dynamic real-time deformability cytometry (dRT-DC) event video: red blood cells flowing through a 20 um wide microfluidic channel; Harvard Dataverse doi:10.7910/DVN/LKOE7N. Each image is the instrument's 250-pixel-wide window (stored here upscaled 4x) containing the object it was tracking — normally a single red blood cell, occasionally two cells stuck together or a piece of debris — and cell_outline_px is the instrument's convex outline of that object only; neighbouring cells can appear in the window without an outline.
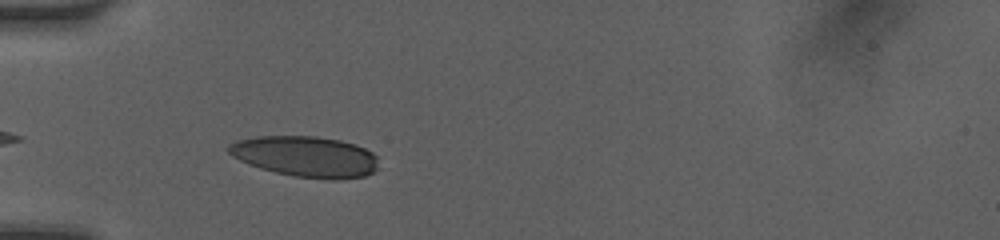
{"species": "human", "species_latin": "Homo sapiens", "temperature_condition": "room temperature", "stored_images_in_passage": 4, "camera_frame_rate_fps": 3000, "um_per_image_px": 0.085, "donor": {"sex": "female"}, "frame": {"image": 1, "passage_image": 3, "time_ms": 2.0, "image_size_px": [1000, 240], "cell_outline_px": [[376, 168], [372, 172], [364, 176], [336, 180], [332, 180], [296, 176], [276, 172], [260, 168], [248, 164], [232, 156], [228, 152], [228, 144], [236, 140], [256, 136], [316, 136], [340, 140], [356, 144], [372, 152], [376, 156]], "centroid_in_image_um": [25.95, 13.29], "position_along_channel_um": 59.0, "area_um2": 35.6}}
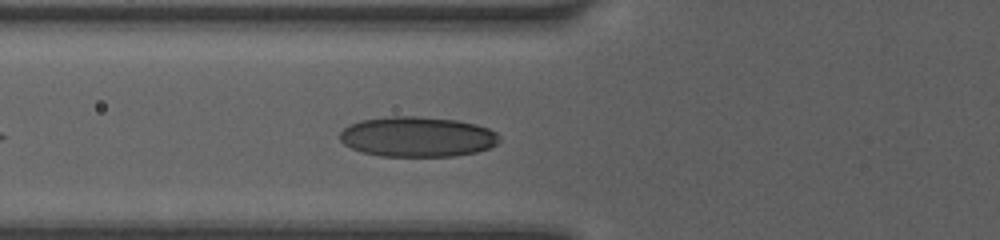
{"frame": {"image": 2, "passage_image": 4, "time_ms": 3.0, "image_size_px": [1000, 240], "cell_outline_px": [[500, 140], [496, 144], [488, 148], [476, 152], [456, 156], [380, 156], [360, 152], [344, 144], [340, 140], [340, 132], [348, 124], [360, 120], [388, 116], [416, 116], [456, 120], [476, 124], [488, 128], [496, 132], [500, 136]], "centroid_in_image_um": [35.46, 11.62], "position_along_channel_um": 90.3, "area_um2": 37.57}}